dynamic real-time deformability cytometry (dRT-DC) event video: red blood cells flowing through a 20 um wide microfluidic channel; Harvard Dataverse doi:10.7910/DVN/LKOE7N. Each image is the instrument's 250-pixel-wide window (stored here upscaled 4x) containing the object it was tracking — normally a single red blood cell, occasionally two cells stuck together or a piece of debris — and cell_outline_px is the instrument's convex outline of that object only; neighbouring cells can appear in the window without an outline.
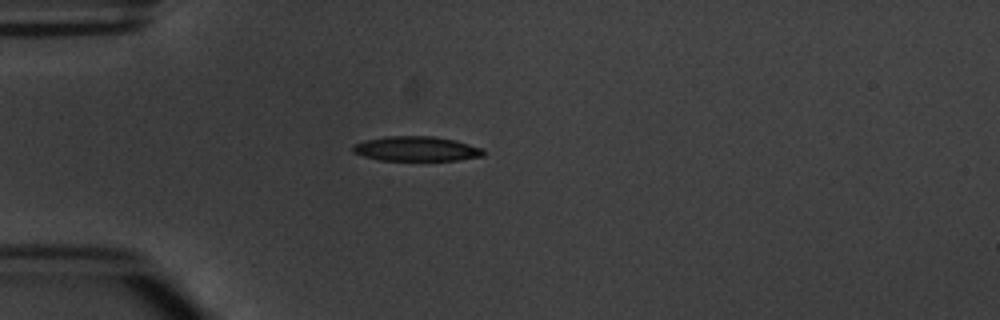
{"species": "common noctule bat (a hibernating species)", "species_latin": "Nyctalus noctula", "temperature_condition": "warm", "stored_images_in_passage": 5, "camera_frame_rate_fps": 3000, "um_per_image_px": 0.085, "animal": {"sex": "male", "body_mass_g": 20.1, "forearm_length_mm": 53.5}, "frame": {"image": 1, "passage_image": 4, "time_ms": 3.667, "image_size_px": [1000, 320], "cell_outline_px": [[484, 156], [456, 160], [380, 160], [364, 156], [352, 152], [352, 148], [356, 144], [364, 140], [384, 136], [432, 136], [456, 140], [484, 148]], "centroid_in_image_um": [35.41, 12.64], "position_along_channel_um": 49.6, "area_um2": 18.84}}